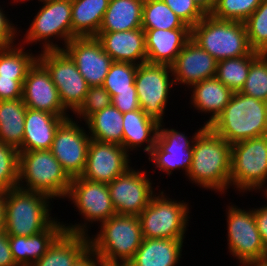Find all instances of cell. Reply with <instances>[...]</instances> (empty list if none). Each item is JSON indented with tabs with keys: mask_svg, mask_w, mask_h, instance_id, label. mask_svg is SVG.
Segmentation results:
<instances>
[{
	"mask_svg": "<svg viewBox=\"0 0 267 266\" xmlns=\"http://www.w3.org/2000/svg\"><path fill=\"white\" fill-rule=\"evenodd\" d=\"M230 173L231 144L205 127L193 143L192 164L186 180L202 190L225 196L230 189Z\"/></svg>",
	"mask_w": 267,
	"mask_h": 266,
	"instance_id": "1",
	"label": "cell"
},
{
	"mask_svg": "<svg viewBox=\"0 0 267 266\" xmlns=\"http://www.w3.org/2000/svg\"><path fill=\"white\" fill-rule=\"evenodd\" d=\"M63 50L71 57L89 87L102 86L113 59L96 37L73 38Z\"/></svg>",
	"mask_w": 267,
	"mask_h": 266,
	"instance_id": "18",
	"label": "cell"
},
{
	"mask_svg": "<svg viewBox=\"0 0 267 266\" xmlns=\"http://www.w3.org/2000/svg\"><path fill=\"white\" fill-rule=\"evenodd\" d=\"M141 168L132 166L112 182L107 183L116 214L138 216L159 191V185L153 186L155 183L151 180L153 178L148 172L150 170Z\"/></svg>",
	"mask_w": 267,
	"mask_h": 266,
	"instance_id": "15",
	"label": "cell"
},
{
	"mask_svg": "<svg viewBox=\"0 0 267 266\" xmlns=\"http://www.w3.org/2000/svg\"><path fill=\"white\" fill-rule=\"evenodd\" d=\"M169 8L190 28L207 14L194 0H163Z\"/></svg>",
	"mask_w": 267,
	"mask_h": 266,
	"instance_id": "42",
	"label": "cell"
},
{
	"mask_svg": "<svg viewBox=\"0 0 267 266\" xmlns=\"http://www.w3.org/2000/svg\"><path fill=\"white\" fill-rule=\"evenodd\" d=\"M25 78L0 77V101L22 98Z\"/></svg>",
	"mask_w": 267,
	"mask_h": 266,
	"instance_id": "44",
	"label": "cell"
},
{
	"mask_svg": "<svg viewBox=\"0 0 267 266\" xmlns=\"http://www.w3.org/2000/svg\"><path fill=\"white\" fill-rule=\"evenodd\" d=\"M229 144L267 135V102L234 92L220 115L208 126Z\"/></svg>",
	"mask_w": 267,
	"mask_h": 266,
	"instance_id": "4",
	"label": "cell"
},
{
	"mask_svg": "<svg viewBox=\"0 0 267 266\" xmlns=\"http://www.w3.org/2000/svg\"><path fill=\"white\" fill-rule=\"evenodd\" d=\"M98 229L88 236L102 266H126L144 239L138 216L115 214Z\"/></svg>",
	"mask_w": 267,
	"mask_h": 266,
	"instance_id": "2",
	"label": "cell"
},
{
	"mask_svg": "<svg viewBox=\"0 0 267 266\" xmlns=\"http://www.w3.org/2000/svg\"><path fill=\"white\" fill-rule=\"evenodd\" d=\"M191 39L217 62L251 55L254 52L243 22L219 20L210 14L191 28Z\"/></svg>",
	"mask_w": 267,
	"mask_h": 266,
	"instance_id": "7",
	"label": "cell"
},
{
	"mask_svg": "<svg viewBox=\"0 0 267 266\" xmlns=\"http://www.w3.org/2000/svg\"><path fill=\"white\" fill-rule=\"evenodd\" d=\"M262 0H215L209 13L219 20L245 22Z\"/></svg>",
	"mask_w": 267,
	"mask_h": 266,
	"instance_id": "38",
	"label": "cell"
},
{
	"mask_svg": "<svg viewBox=\"0 0 267 266\" xmlns=\"http://www.w3.org/2000/svg\"><path fill=\"white\" fill-rule=\"evenodd\" d=\"M246 266H267V258L252 262Z\"/></svg>",
	"mask_w": 267,
	"mask_h": 266,
	"instance_id": "51",
	"label": "cell"
},
{
	"mask_svg": "<svg viewBox=\"0 0 267 266\" xmlns=\"http://www.w3.org/2000/svg\"><path fill=\"white\" fill-rule=\"evenodd\" d=\"M53 203L43 193L19 187L5 191L4 231L8 236L30 237L46 230L57 219L51 212Z\"/></svg>",
	"mask_w": 267,
	"mask_h": 266,
	"instance_id": "3",
	"label": "cell"
},
{
	"mask_svg": "<svg viewBox=\"0 0 267 266\" xmlns=\"http://www.w3.org/2000/svg\"><path fill=\"white\" fill-rule=\"evenodd\" d=\"M200 127L192 133L191 137L173 127H165L164 122L159 123L156 144L148 155L149 164L151 161L155 169H152V172L156 173L158 169V173H165L164 175L171 177L170 175L177 170L180 173L183 172L186 178L192 164L193 143L197 135L205 128L204 124Z\"/></svg>",
	"mask_w": 267,
	"mask_h": 266,
	"instance_id": "12",
	"label": "cell"
},
{
	"mask_svg": "<svg viewBox=\"0 0 267 266\" xmlns=\"http://www.w3.org/2000/svg\"><path fill=\"white\" fill-rule=\"evenodd\" d=\"M20 43L0 48V77L26 78L29 69L38 60L35 50L27 49ZM27 49V50H26Z\"/></svg>",
	"mask_w": 267,
	"mask_h": 266,
	"instance_id": "33",
	"label": "cell"
},
{
	"mask_svg": "<svg viewBox=\"0 0 267 266\" xmlns=\"http://www.w3.org/2000/svg\"><path fill=\"white\" fill-rule=\"evenodd\" d=\"M26 110L22 98L0 101V142L16 149L22 146Z\"/></svg>",
	"mask_w": 267,
	"mask_h": 266,
	"instance_id": "32",
	"label": "cell"
},
{
	"mask_svg": "<svg viewBox=\"0 0 267 266\" xmlns=\"http://www.w3.org/2000/svg\"><path fill=\"white\" fill-rule=\"evenodd\" d=\"M4 192L0 191V231L4 230Z\"/></svg>",
	"mask_w": 267,
	"mask_h": 266,
	"instance_id": "50",
	"label": "cell"
},
{
	"mask_svg": "<svg viewBox=\"0 0 267 266\" xmlns=\"http://www.w3.org/2000/svg\"><path fill=\"white\" fill-rule=\"evenodd\" d=\"M38 61L47 69L58 89L63 107L73 113L84 101L89 89L71 57L64 50L38 51Z\"/></svg>",
	"mask_w": 267,
	"mask_h": 266,
	"instance_id": "14",
	"label": "cell"
},
{
	"mask_svg": "<svg viewBox=\"0 0 267 266\" xmlns=\"http://www.w3.org/2000/svg\"><path fill=\"white\" fill-rule=\"evenodd\" d=\"M227 215V248L238 262V266H246L252 262L267 258V249L262 243L257 229L253 207L240 208L233 202L228 203Z\"/></svg>",
	"mask_w": 267,
	"mask_h": 266,
	"instance_id": "11",
	"label": "cell"
},
{
	"mask_svg": "<svg viewBox=\"0 0 267 266\" xmlns=\"http://www.w3.org/2000/svg\"><path fill=\"white\" fill-rule=\"evenodd\" d=\"M0 266H17L8 241V235L3 230L0 231Z\"/></svg>",
	"mask_w": 267,
	"mask_h": 266,
	"instance_id": "47",
	"label": "cell"
},
{
	"mask_svg": "<svg viewBox=\"0 0 267 266\" xmlns=\"http://www.w3.org/2000/svg\"><path fill=\"white\" fill-rule=\"evenodd\" d=\"M250 47L267 53V0H262L257 9L244 22Z\"/></svg>",
	"mask_w": 267,
	"mask_h": 266,
	"instance_id": "39",
	"label": "cell"
},
{
	"mask_svg": "<svg viewBox=\"0 0 267 266\" xmlns=\"http://www.w3.org/2000/svg\"><path fill=\"white\" fill-rule=\"evenodd\" d=\"M11 1V0H10ZM27 1H30V0H12L11 1V5L13 6L14 4L16 5V4H23V3H25V2H27ZM32 1V0H31ZM14 3V4H13Z\"/></svg>",
	"mask_w": 267,
	"mask_h": 266,
	"instance_id": "52",
	"label": "cell"
},
{
	"mask_svg": "<svg viewBox=\"0 0 267 266\" xmlns=\"http://www.w3.org/2000/svg\"><path fill=\"white\" fill-rule=\"evenodd\" d=\"M259 54L260 52L254 51L251 55L217 62L215 77L233 92H240L247 79L251 62Z\"/></svg>",
	"mask_w": 267,
	"mask_h": 266,
	"instance_id": "34",
	"label": "cell"
},
{
	"mask_svg": "<svg viewBox=\"0 0 267 266\" xmlns=\"http://www.w3.org/2000/svg\"><path fill=\"white\" fill-rule=\"evenodd\" d=\"M42 6L35 13L25 34L19 27V43L22 45L41 46V52L63 50L72 40L71 0H38ZM23 37V38H22ZM55 39V40H54ZM22 41V42H21ZM60 41V43H59ZM62 41V42H61ZM59 43V44H58Z\"/></svg>",
	"mask_w": 267,
	"mask_h": 266,
	"instance_id": "5",
	"label": "cell"
},
{
	"mask_svg": "<svg viewBox=\"0 0 267 266\" xmlns=\"http://www.w3.org/2000/svg\"><path fill=\"white\" fill-rule=\"evenodd\" d=\"M135 87L140 108L158 123L164 122L168 101L174 93L172 91H175L172 90L175 84L171 66L149 63L138 65Z\"/></svg>",
	"mask_w": 267,
	"mask_h": 266,
	"instance_id": "13",
	"label": "cell"
},
{
	"mask_svg": "<svg viewBox=\"0 0 267 266\" xmlns=\"http://www.w3.org/2000/svg\"><path fill=\"white\" fill-rule=\"evenodd\" d=\"M109 0H71L72 39L95 37L101 27Z\"/></svg>",
	"mask_w": 267,
	"mask_h": 266,
	"instance_id": "29",
	"label": "cell"
},
{
	"mask_svg": "<svg viewBox=\"0 0 267 266\" xmlns=\"http://www.w3.org/2000/svg\"><path fill=\"white\" fill-rule=\"evenodd\" d=\"M216 68V59L192 39L185 44L171 65L174 84L176 87L180 85V88L185 86L184 91L202 80L215 77Z\"/></svg>",
	"mask_w": 267,
	"mask_h": 266,
	"instance_id": "20",
	"label": "cell"
},
{
	"mask_svg": "<svg viewBox=\"0 0 267 266\" xmlns=\"http://www.w3.org/2000/svg\"><path fill=\"white\" fill-rule=\"evenodd\" d=\"M79 122L81 125L78 124ZM85 127L86 125L82 121L72 117L66 119L58 127L50 148L71 179L80 177L86 166L91 137Z\"/></svg>",
	"mask_w": 267,
	"mask_h": 266,
	"instance_id": "16",
	"label": "cell"
},
{
	"mask_svg": "<svg viewBox=\"0 0 267 266\" xmlns=\"http://www.w3.org/2000/svg\"><path fill=\"white\" fill-rule=\"evenodd\" d=\"M190 28L163 0H144L142 29Z\"/></svg>",
	"mask_w": 267,
	"mask_h": 266,
	"instance_id": "35",
	"label": "cell"
},
{
	"mask_svg": "<svg viewBox=\"0 0 267 266\" xmlns=\"http://www.w3.org/2000/svg\"><path fill=\"white\" fill-rule=\"evenodd\" d=\"M84 123L91 139L122 145L123 113L112 104L89 116Z\"/></svg>",
	"mask_w": 267,
	"mask_h": 266,
	"instance_id": "31",
	"label": "cell"
},
{
	"mask_svg": "<svg viewBox=\"0 0 267 266\" xmlns=\"http://www.w3.org/2000/svg\"><path fill=\"white\" fill-rule=\"evenodd\" d=\"M188 91L191 94V96H188L190 97L189 104H191L189 108H194L199 114L210 115L209 119L207 118L204 122L205 127L211 125L220 115L234 93L216 77L202 80L192 85Z\"/></svg>",
	"mask_w": 267,
	"mask_h": 266,
	"instance_id": "23",
	"label": "cell"
},
{
	"mask_svg": "<svg viewBox=\"0 0 267 266\" xmlns=\"http://www.w3.org/2000/svg\"><path fill=\"white\" fill-rule=\"evenodd\" d=\"M260 195H262L263 198L265 197V200L267 201V194L261 193ZM253 212L262 243L267 249V202L260 207H253Z\"/></svg>",
	"mask_w": 267,
	"mask_h": 266,
	"instance_id": "46",
	"label": "cell"
},
{
	"mask_svg": "<svg viewBox=\"0 0 267 266\" xmlns=\"http://www.w3.org/2000/svg\"><path fill=\"white\" fill-rule=\"evenodd\" d=\"M71 180L50 150L19 151V188L65 200Z\"/></svg>",
	"mask_w": 267,
	"mask_h": 266,
	"instance_id": "6",
	"label": "cell"
},
{
	"mask_svg": "<svg viewBox=\"0 0 267 266\" xmlns=\"http://www.w3.org/2000/svg\"><path fill=\"white\" fill-rule=\"evenodd\" d=\"M231 187L242 196L267 194V135L231 145Z\"/></svg>",
	"mask_w": 267,
	"mask_h": 266,
	"instance_id": "8",
	"label": "cell"
},
{
	"mask_svg": "<svg viewBox=\"0 0 267 266\" xmlns=\"http://www.w3.org/2000/svg\"><path fill=\"white\" fill-rule=\"evenodd\" d=\"M22 100L27 108L45 111L56 116L72 117L63 107L58 89L47 69L37 60L23 82Z\"/></svg>",
	"mask_w": 267,
	"mask_h": 266,
	"instance_id": "19",
	"label": "cell"
},
{
	"mask_svg": "<svg viewBox=\"0 0 267 266\" xmlns=\"http://www.w3.org/2000/svg\"><path fill=\"white\" fill-rule=\"evenodd\" d=\"M144 0H109L99 32L142 28Z\"/></svg>",
	"mask_w": 267,
	"mask_h": 266,
	"instance_id": "30",
	"label": "cell"
},
{
	"mask_svg": "<svg viewBox=\"0 0 267 266\" xmlns=\"http://www.w3.org/2000/svg\"><path fill=\"white\" fill-rule=\"evenodd\" d=\"M111 104V95L103 86L89 87L84 101L73 113V119L83 122L95 112L103 110Z\"/></svg>",
	"mask_w": 267,
	"mask_h": 266,
	"instance_id": "41",
	"label": "cell"
},
{
	"mask_svg": "<svg viewBox=\"0 0 267 266\" xmlns=\"http://www.w3.org/2000/svg\"><path fill=\"white\" fill-rule=\"evenodd\" d=\"M131 155L118 144L90 140L82 178L109 183L132 167Z\"/></svg>",
	"mask_w": 267,
	"mask_h": 266,
	"instance_id": "17",
	"label": "cell"
},
{
	"mask_svg": "<svg viewBox=\"0 0 267 266\" xmlns=\"http://www.w3.org/2000/svg\"><path fill=\"white\" fill-rule=\"evenodd\" d=\"M64 231L63 222L56 219L46 230L26 236H8L10 249L17 266H32Z\"/></svg>",
	"mask_w": 267,
	"mask_h": 266,
	"instance_id": "26",
	"label": "cell"
},
{
	"mask_svg": "<svg viewBox=\"0 0 267 266\" xmlns=\"http://www.w3.org/2000/svg\"><path fill=\"white\" fill-rule=\"evenodd\" d=\"M194 1L206 14H209L212 11L215 3V0H194Z\"/></svg>",
	"mask_w": 267,
	"mask_h": 266,
	"instance_id": "49",
	"label": "cell"
},
{
	"mask_svg": "<svg viewBox=\"0 0 267 266\" xmlns=\"http://www.w3.org/2000/svg\"><path fill=\"white\" fill-rule=\"evenodd\" d=\"M72 266H102L101 260L89 247Z\"/></svg>",
	"mask_w": 267,
	"mask_h": 266,
	"instance_id": "48",
	"label": "cell"
},
{
	"mask_svg": "<svg viewBox=\"0 0 267 266\" xmlns=\"http://www.w3.org/2000/svg\"><path fill=\"white\" fill-rule=\"evenodd\" d=\"M19 150L0 142V191H9L18 187Z\"/></svg>",
	"mask_w": 267,
	"mask_h": 266,
	"instance_id": "40",
	"label": "cell"
},
{
	"mask_svg": "<svg viewBox=\"0 0 267 266\" xmlns=\"http://www.w3.org/2000/svg\"><path fill=\"white\" fill-rule=\"evenodd\" d=\"M4 9L5 7L2 8L0 5V48L10 47L19 42L16 41L19 39L18 24L13 23L9 14H7L9 12H5Z\"/></svg>",
	"mask_w": 267,
	"mask_h": 266,
	"instance_id": "43",
	"label": "cell"
},
{
	"mask_svg": "<svg viewBox=\"0 0 267 266\" xmlns=\"http://www.w3.org/2000/svg\"><path fill=\"white\" fill-rule=\"evenodd\" d=\"M240 92L267 102V53H260L251 62L247 79Z\"/></svg>",
	"mask_w": 267,
	"mask_h": 266,
	"instance_id": "37",
	"label": "cell"
},
{
	"mask_svg": "<svg viewBox=\"0 0 267 266\" xmlns=\"http://www.w3.org/2000/svg\"><path fill=\"white\" fill-rule=\"evenodd\" d=\"M112 105L121 113L135 111L141 109L138 101L137 91L118 92L111 98Z\"/></svg>",
	"mask_w": 267,
	"mask_h": 266,
	"instance_id": "45",
	"label": "cell"
},
{
	"mask_svg": "<svg viewBox=\"0 0 267 266\" xmlns=\"http://www.w3.org/2000/svg\"><path fill=\"white\" fill-rule=\"evenodd\" d=\"M143 30L149 64L171 66L182 48L191 39V28Z\"/></svg>",
	"mask_w": 267,
	"mask_h": 266,
	"instance_id": "22",
	"label": "cell"
},
{
	"mask_svg": "<svg viewBox=\"0 0 267 266\" xmlns=\"http://www.w3.org/2000/svg\"><path fill=\"white\" fill-rule=\"evenodd\" d=\"M160 190L138 215L144 238L185 239L190 223V203ZM171 197V198H170Z\"/></svg>",
	"mask_w": 267,
	"mask_h": 266,
	"instance_id": "9",
	"label": "cell"
},
{
	"mask_svg": "<svg viewBox=\"0 0 267 266\" xmlns=\"http://www.w3.org/2000/svg\"><path fill=\"white\" fill-rule=\"evenodd\" d=\"M184 240L144 238L126 266H178L182 259Z\"/></svg>",
	"mask_w": 267,
	"mask_h": 266,
	"instance_id": "27",
	"label": "cell"
},
{
	"mask_svg": "<svg viewBox=\"0 0 267 266\" xmlns=\"http://www.w3.org/2000/svg\"><path fill=\"white\" fill-rule=\"evenodd\" d=\"M89 247L88 235L64 230L32 266H72Z\"/></svg>",
	"mask_w": 267,
	"mask_h": 266,
	"instance_id": "28",
	"label": "cell"
},
{
	"mask_svg": "<svg viewBox=\"0 0 267 266\" xmlns=\"http://www.w3.org/2000/svg\"><path fill=\"white\" fill-rule=\"evenodd\" d=\"M70 117L27 108L19 151L50 150L58 127Z\"/></svg>",
	"mask_w": 267,
	"mask_h": 266,
	"instance_id": "24",
	"label": "cell"
},
{
	"mask_svg": "<svg viewBox=\"0 0 267 266\" xmlns=\"http://www.w3.org/2000/svg\"><path fill=\"white\" fill-rule=\"evenodd\" d=\"M138 65L129 62H113L107 73L103 87L111 98L124 91H136L135 74Z\"/></svg>",
	"mask_w": 267,
	"mask_h": 266,
	"instance_id": "36",
	"label": "cell"
},
{
	"mask_svg": "<svg viewBox=\"0 0 267 266\" xmlns=\"http://www.w3.org/2000/svg\"><path fill=\"white\" fill-rule=\"evenodd\" d=\"M159 123L142 109L123 113L122 147L133 155L140 149L149 155L156 144ZM144 148V149H143Z\"/></svg>",
	"mask_w": 267,
	"mask_h": 266,
	"instance_id": "25",
	"label": "cell"
},
{
	"mask_svg": "<svg viewBox=\"0 0 267 266\" xmlns=\"http://www.w3.org/2000/svg\"><path fill=\"white\" fill-rule=\"evenodd\" d=\"M114 62L147 63L145 31L142 28L118 32H98L95 36Z\"/></svg>",
	"mask_w": 267,
	"mask_h": 266,
	"instance_id": "21",
	"label": "cell"
},
{
	"mask_svg": "<svg viewBox=\"0 0 267 266\" xmlns=\"http://www.w3.org/2000/svg\"><path fill=\"white\" fill-rule=\"evenodd\" d=\"M65 199L73 204L74 210L76 208L82 218L79 222L73 221L74 224L62 221L64 230L71 233L90 235L89 229L94 223L99 226L116 214L107 183L75 177L71 180Z\"/></svg>",
	"mask_w": 267,
	"mask_h": 266,
	"instance_id": "10",
	"label": "cell"
}]
</instances>
